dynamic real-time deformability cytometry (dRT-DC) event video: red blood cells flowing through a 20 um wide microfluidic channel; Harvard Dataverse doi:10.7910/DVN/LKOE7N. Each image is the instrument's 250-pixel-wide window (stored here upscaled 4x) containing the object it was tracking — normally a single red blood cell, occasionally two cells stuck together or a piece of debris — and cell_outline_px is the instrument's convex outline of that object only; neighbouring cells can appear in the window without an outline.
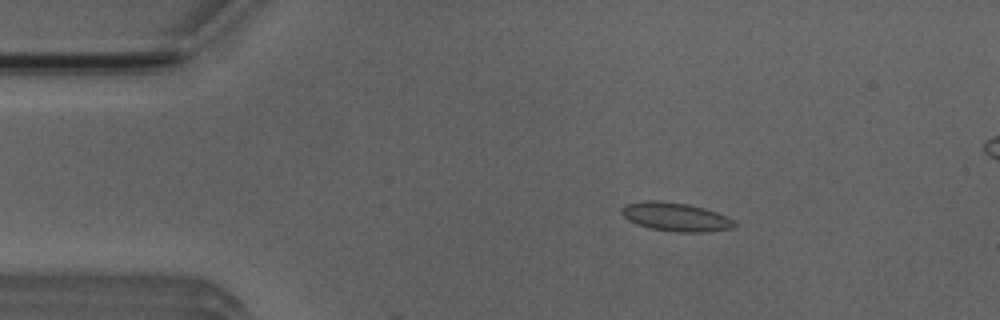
{"species": "Egyptian fruit bat (a non-hibernating species)", "species_latin": "Rousettus aegyptiacus", "temperature_condition": "room temperature", "stored_images_in_passage": 3, "camera_frame_rate_fps": 3000, "um_per_image_px": 0.085, "animal": {"sex": "male"}, "frame": {"image": 1, "passage_image": 1, "time_ms": 0.0, "image_size_px": [1000, 320], "cell_outline_px": [[736, 228], [708, 232], [680, 232], [648, 228], [636, 224], [628, 220], [620, 212], [620, 208], [624, 204], [648, 200], [656, 200], [688, 204], [704, 208], [716, 212], [736, 220]], "centroid_in_image_um": [57.44, 18.44], "position_along_channel_um": 27.6, "area_um2": 19.07}}